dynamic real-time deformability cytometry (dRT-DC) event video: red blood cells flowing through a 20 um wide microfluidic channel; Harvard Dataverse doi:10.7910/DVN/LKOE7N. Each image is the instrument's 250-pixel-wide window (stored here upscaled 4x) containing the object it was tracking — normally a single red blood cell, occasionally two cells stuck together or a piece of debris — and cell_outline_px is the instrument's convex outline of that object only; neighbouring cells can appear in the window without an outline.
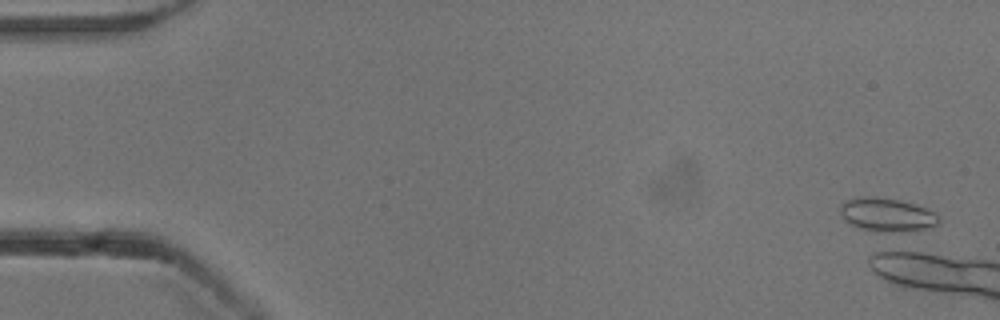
{"species": "common noctule bat (a hibernating species)", "species_latin": "Nyctalus noctula", "temperature_condition": "cold", "stored_images_in_passage": 2, "camera_frame_rate_fps": 3000, "um_per_image_px": 0.085, "animal": {"sex": "male", "body_mass_g": 13.3}, "frame": {"image": 1, "passage_image": 2, "time_ms": 0.333, "image_size_px": [1000, 320], "cell_outline_px": [[940, 224], [928, 228], [904, 232], [876, 232], [860, 228], [848, 224], [844, 220], [840, 212], [840, 204], [848, 200], [864, 196], [868, 196], [900, 200], [916, 204], [940, 216]], "centroid_in_image_um": [75.39, 18.27], "position_along_channel_um": 9.6, "area_um2": 19.48}}